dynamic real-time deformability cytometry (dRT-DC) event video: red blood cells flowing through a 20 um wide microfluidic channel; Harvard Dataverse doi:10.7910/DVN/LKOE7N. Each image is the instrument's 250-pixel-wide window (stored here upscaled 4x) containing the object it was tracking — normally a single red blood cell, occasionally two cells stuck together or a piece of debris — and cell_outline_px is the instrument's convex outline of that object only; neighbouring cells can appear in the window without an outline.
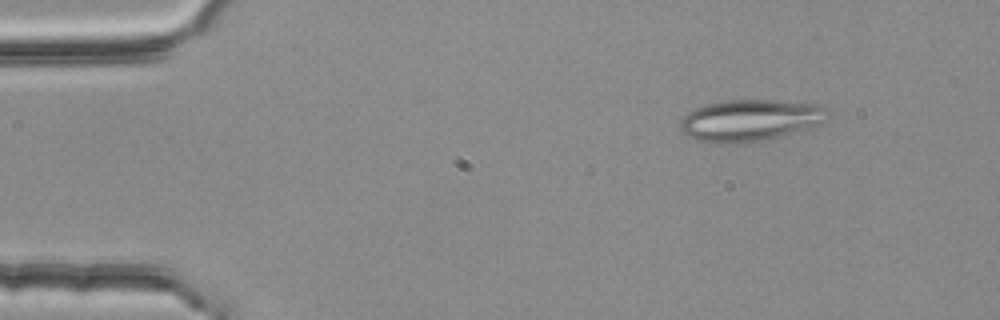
{"species": "common noctule bat (a hibernating species)", "species_latin": "Nyctalus noctula", "temperature_condition": "room temperature", "stored_images_in_passage": 4, "camera_frame_rate_fps": 3000, "um_per_image_px": 0.085, "animal": {"sex": "female", "body_mass_g": 25.1}, "frame": {"image": 1, "passage_image": 1, "time_ms": 0.0, "image_size_px": [1000, 320], "cell_outline_px": [[824, 108], [820, 124], [808, 128], [780, 136], [760, 140], [724, 144], [700, 140], [688, 136], [680, 128], [680, 124], [684, 116], [688, 112], [696, 108], [708, 104], [732, 100], [772, 100], [816, 104]], "centroid_in_image_um": [63.69, 10.22], "position_along_channel_um": 21.3, "area_um2": 34.62}}